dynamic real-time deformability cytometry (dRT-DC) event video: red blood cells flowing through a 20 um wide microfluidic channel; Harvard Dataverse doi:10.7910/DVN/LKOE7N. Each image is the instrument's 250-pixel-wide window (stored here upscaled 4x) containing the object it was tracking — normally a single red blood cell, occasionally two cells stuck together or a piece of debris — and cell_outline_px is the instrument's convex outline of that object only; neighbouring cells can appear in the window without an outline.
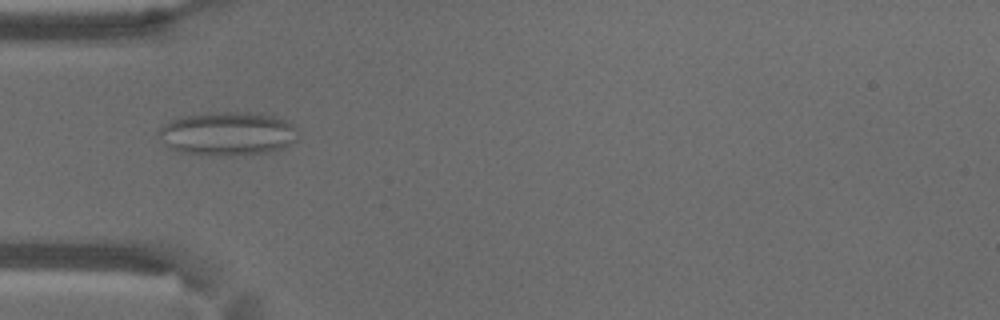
{"species": "common noctule bat (a hibernating species)", "species_latin": "Nyctalus noctula", "temperature_condition": "warm", "stored_images_in_passage": 45, "camera_frame_rate_fps": 3000, "um_per_image_px": 0.085, "animal": {"sex": "male", "body_mass_g": 18.8}, "frame": {"image": 1, "passage_image": 6, "time_ms": 1.667, "image_size_px": [1000, 320], "cell_outline_px": [[296, 140], [284, 148], [264, 152], [232, 156], [208, 156], [180, 152], [172, 148], [156, 132], [160, 128], [172, 120], [184, 116], [204, 112], [260, 112], [284, 120], [292, 124], [296, 128]], "centroid_in_image_um": [19.36, 11.36], "position_along_channel_um": 65.6, "area_um2": 35.49}}
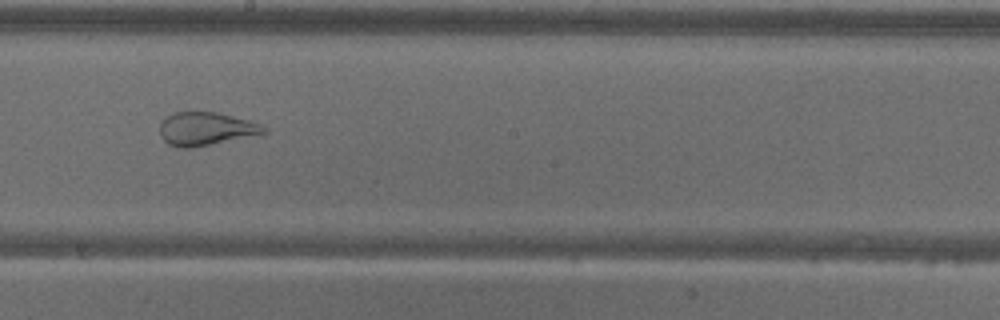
{"frame": {"image": 2, "passage_image": 20, "time_ms": 6.333, "image_size_px": [1000, 320], "cell_outline_px": [[268, 132], [192, 148], [180, 148], [168, 144], [160, 136], [160, 124], [172, 112], [216, 112], [252, 120], [268, 128]], "centroid_in_image_um": [17.51, 10.94], "position_along_channel_um": 230.7, "area_um2": 20.11}}
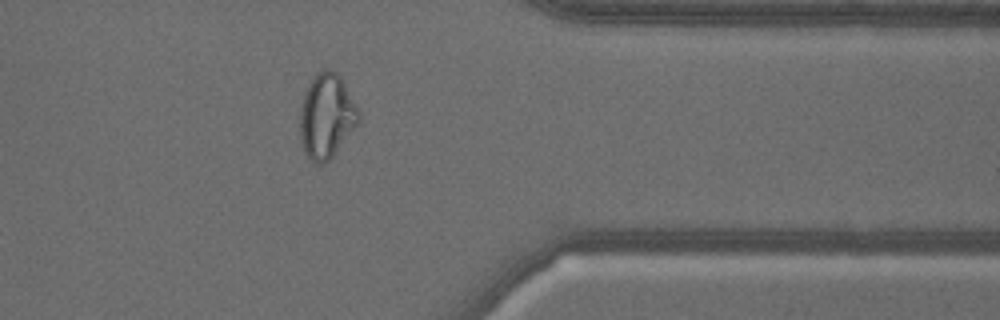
{"frame": {"image": 3, "passage_image": 34, "time_ms": 11.0, "image_size_px": [1000, 320], "cell_outline_px": [[360, 120], [332, 156], [324, 164], [316, 164], [304, 152], [300, 136], [300, 108], [304, 92], [308, 84], [316, 72], [324, 68], [332, 68], [340, 76], [360, 112]], "centroid_in_image_um": [27.74, 9.82], "position_along_channel_um": 383.7, "area_um2": 28.84}}